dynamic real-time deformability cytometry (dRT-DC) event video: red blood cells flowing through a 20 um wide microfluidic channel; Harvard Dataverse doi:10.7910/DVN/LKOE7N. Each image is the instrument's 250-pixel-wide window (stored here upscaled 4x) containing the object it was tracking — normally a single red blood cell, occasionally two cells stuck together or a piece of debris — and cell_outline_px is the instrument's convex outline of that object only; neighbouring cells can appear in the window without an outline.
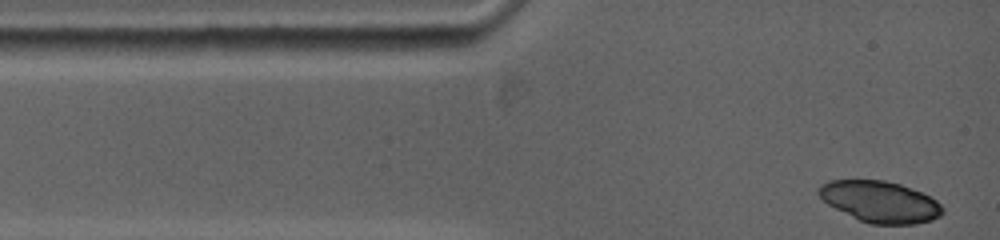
{"species": "common noctule bat (a hibernating species)", "species_latin": "Nyctalus noctula", "temperature_condition": "warm", "stored_images_in_passage": 6, "camera_frame_rate_fps": 5000, "um_per_image_px": 0.085, "animal": {"sex": "female", "body_mass_g": 19.0, "forearm_length_mm": 53.3}, "frame": {"image": 1, "passage_image": 1, "time_ms": 0.0, "image_size_px": [1000, 240], "cell_outline_px": [[944, 212], [940, 216], [932, 220], [916, 224], [868, 224], [828, 204], [816, 192], [820, 184], [828, 180], [884, 180], [900, 184], [920, 192], [936, 200], [944, 208]], "centroid_in_image_um": [74.81, 17.14], "position_along_channel_um": 10.2, "area_um2": 29.71}}